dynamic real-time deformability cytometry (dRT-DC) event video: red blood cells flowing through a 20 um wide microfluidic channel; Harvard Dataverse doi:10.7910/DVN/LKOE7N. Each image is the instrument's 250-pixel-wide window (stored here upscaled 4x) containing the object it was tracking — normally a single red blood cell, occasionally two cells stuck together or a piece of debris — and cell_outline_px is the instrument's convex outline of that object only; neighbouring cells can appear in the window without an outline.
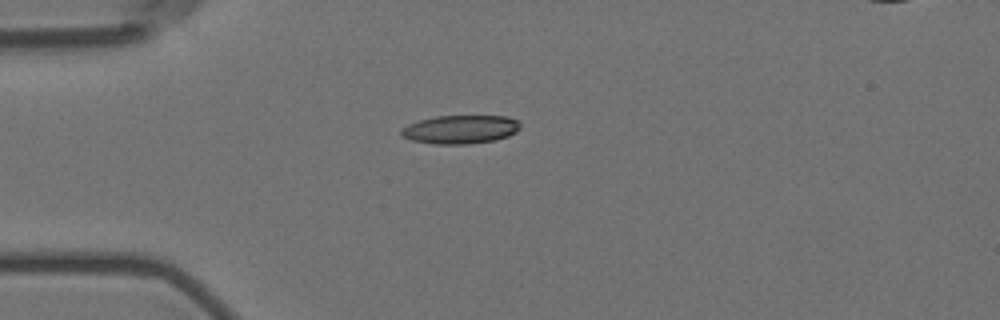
{"species": "Egyptian fruit bat (a non-hibernating species)", "species_latin": "Rousettus aegyptiacus", "temperature_condition": "room temperature", "stored_images_in_passage": 10, "camera_frame_rate_fps": 3000, "um_per_image_px": 0.085, "animal": {"sex": "female"}, "frame": {"image": 1, "passage_image": 5, "time_ms": 4.667, "image_size_px": [1000, 320], "cell_outline_px": [[520, 128], [516, 132], [508, 136], [492, 140], [468, 144], [432, 144], [412, 140], [400, 136], [400, 128], [408, 124], [420, 120], [436, 116], [508, 116], [516, 120], [520, 124]], "centroid_in_image_um": [39.09, 11.0], "position_along_channel_um": 45.9, "area_um2": 19.83}}
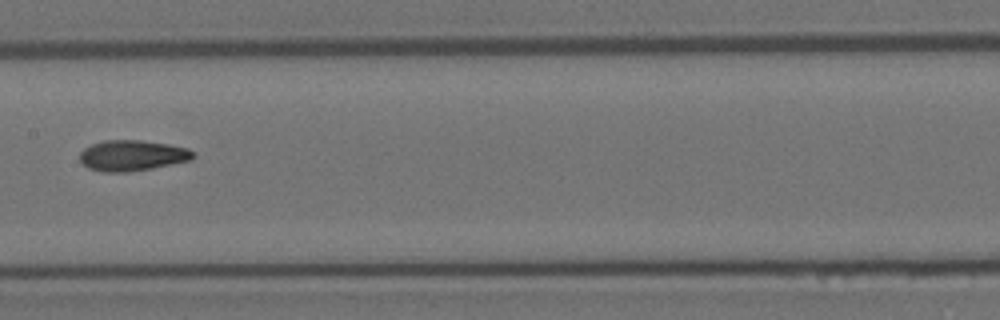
{"frame": {"image": 2, "passage_image": 9, "time_ms": 9.333, "image_size_px": [1000, 320], "cell_outline_px": [[196, 156], [192, 160], [152, 168], [128, 172], [104, 172], [88, 168], [80, 160], [80, 152], [84, 148], [92, 144], [104, 140], [140, 140], [168, 144], [188, 148], [196, 152]], "centroid_in_image_um": [11.27, 13.21], "position_along_channel_um": 196.1, "area_um2": 20.4}}
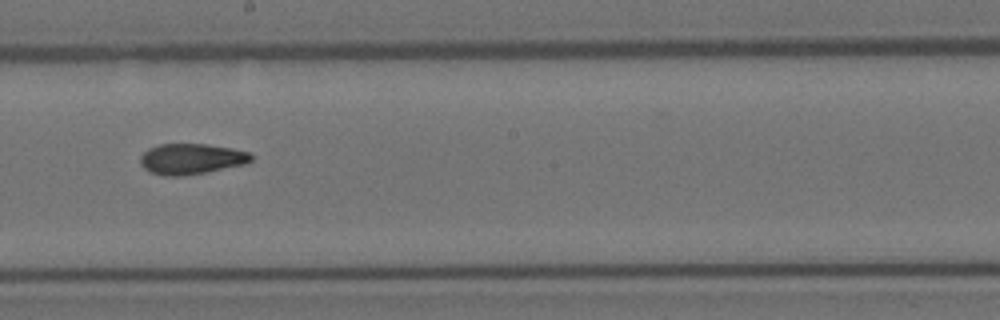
{"frame": {"image": 3, "passage_image": 10, "time_ms": 10.333, "image_size_px": [1000, 320], "cell_outline_px": [[252, 160], [248, 164], [184, 176], [164, 176], [152, 172], [144, 168], [140, 164], [140, 156], [148, 148], [160, 144], [208, 144], [232, 148], [248, 152], [252, 156]], "centroid_in_image_um": [16.27, 13.51], "position_along_channel_um": 231.9, "area_um2": 19.94}}